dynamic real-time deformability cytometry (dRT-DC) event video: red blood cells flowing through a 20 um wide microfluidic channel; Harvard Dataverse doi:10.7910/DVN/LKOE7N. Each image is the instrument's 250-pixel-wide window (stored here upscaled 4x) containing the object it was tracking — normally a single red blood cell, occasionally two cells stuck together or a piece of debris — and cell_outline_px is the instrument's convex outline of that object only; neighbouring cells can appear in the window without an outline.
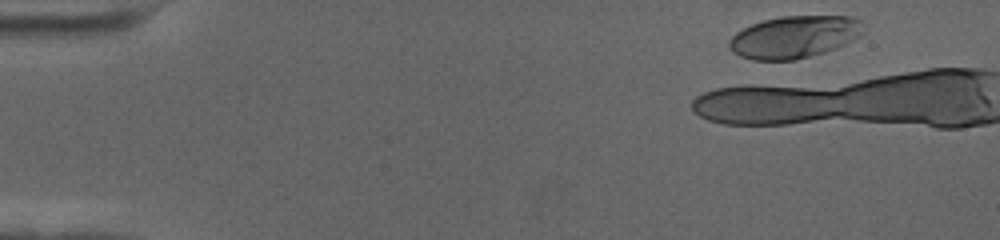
{"species": "human", "species_latin": "Homo sapiens", "temperature_condition": "cold", "stored_images_in_passage": 5, "camera_frame_rate_fps": 3000, "um_per_image_px": 0.085, "donor": {"sex": "female"}, "frame": {"image": 1, "passage_image": 2, "time_ms": 0.333, "image_size_px": [1000, 240], "cell_outline_px": [[864, 32], [860, 36], [836, 48], [824, 52], [796, 60], [752, 60], [740, 56], [732, 52], [728, 48], [728, 40], [736, 32], [752, 24], [764, 20], [780, 16], [852, 16], [860, 20]], "centroid_in_image_um": [67.5, 3.14], "position_along_channel_um": 17.5, "area_um2": 33.18}}